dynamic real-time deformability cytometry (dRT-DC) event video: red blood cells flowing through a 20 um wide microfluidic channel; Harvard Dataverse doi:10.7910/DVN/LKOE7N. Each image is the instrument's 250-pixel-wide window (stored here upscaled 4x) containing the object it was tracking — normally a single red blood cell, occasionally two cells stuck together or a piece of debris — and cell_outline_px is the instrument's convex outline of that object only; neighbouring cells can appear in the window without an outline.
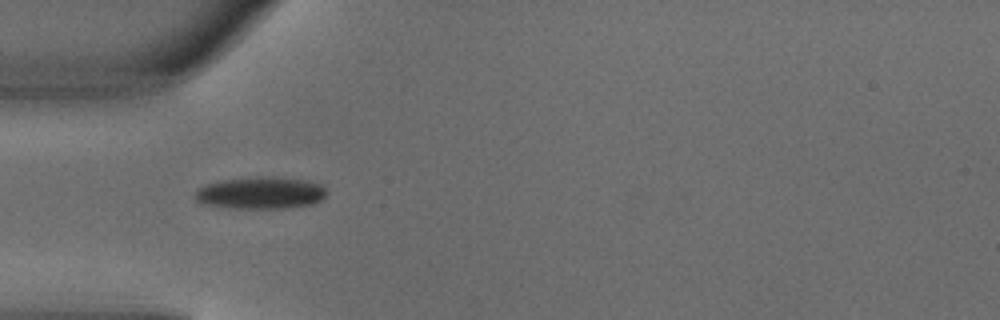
{"species": "common noctule bat (a hibernating species)", "species_latin": "Nyctalus noctula", "temperature_condition": "warm", "stored_images_in_passage": 5, "camera_frame_rate_fps": 3000, "um_per_image_px": 0.085, "animal": {"sex": "male", "body_mass_g": 18.8}, "frame": {"image": 1, "passage_image": 3, "time_ms": 0.667, "image_size_px": [1000, 320], "cell_outline_px": [[328, 192], [320, 200], [312, 204], [284, 208], [232, 208], [200, 204], [192, 196], [196, 188], [208, 184], [224, 180], [256, 176], [260, 176], [308, 180], [320, 184]], "centroid_in_image_um": [22.1, 16.4], "position_along_channel_um": 62.9, "area_um2": 24.68}}
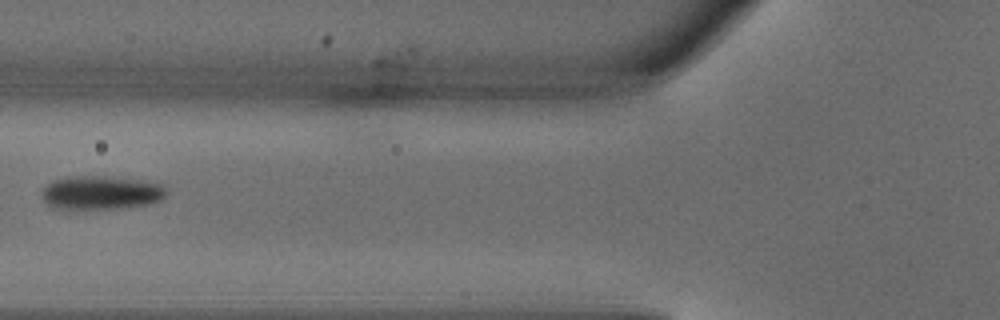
{"frame": {"image": 2, "passage_image": 4, "time_ms": 1.0, "image_size_px": [1000, 320], "cell_outline_px": [[164, 196], [160, 200], [148, 204], [120, 208], [52, 208], [44, 200], [44, 188], [52, 180], [68, 176], [104, 176], [140, 180], [164, 184]], "centroid_in_image_um": [8.59, 16.36], "position_along_channel_um": 117.2, "area_um2": 24.04}}
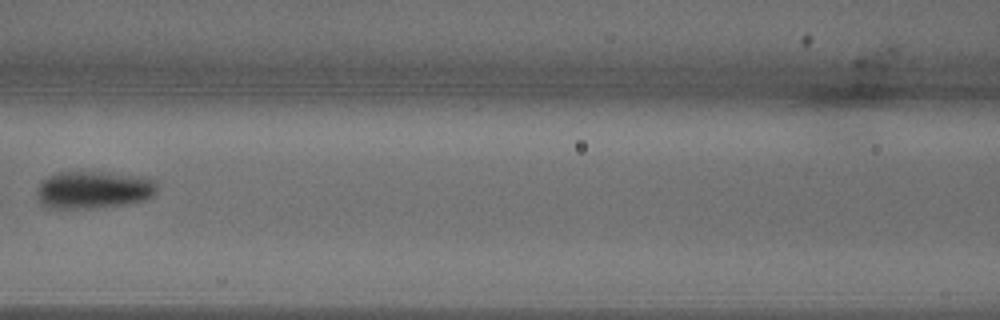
{"frame": {"image": 3, "passage_image": 5, "time_ms": 1.333, "image_size_px": [1000, 320], "cell_outline_px": [[156, 192], [152, 196], [144, 200], [132, 204], [92, 208], [48, 208], [40, 200], [36, 192], [36, 188], [48, 176], [56, 172], [104, 172], [144, 176], [156, 180]], "centroid_in_image_um": [7.99, 16.13], "position_along_channel_um": 158.6, "area_um2": 26.47}}